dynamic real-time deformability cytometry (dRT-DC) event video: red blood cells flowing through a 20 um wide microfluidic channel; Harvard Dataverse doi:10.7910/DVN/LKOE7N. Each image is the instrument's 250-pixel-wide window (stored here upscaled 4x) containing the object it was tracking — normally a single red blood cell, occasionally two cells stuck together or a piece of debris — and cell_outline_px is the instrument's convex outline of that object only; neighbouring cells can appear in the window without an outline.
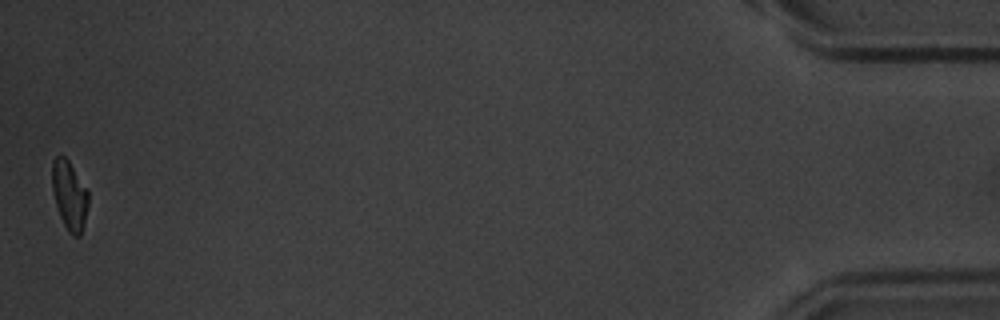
{"species": "common noctule bat (a hibernating species)", "species_latin": "Nyctalus noctula", "temperature_condition": "warm", "stored_images_in_passage": 42, "camera_frame_rate_fps": 3000, "um_per_image_px": 0.085, "animal": {"sex": "male", "body_mass_g": 20.1, "forearm_length_mm": 53.5}, "frame": {"image": 1, "passage_image": 42, "time_ms": 13.667, "image_size_px": [1000, 320], "cell_outline_px": [[88, 204], [80, 236], [72, 236], [68, 232], [60, 216], [52, 192], [52, 160], [56, 156], [64, 156], [68, 160], [88, 188]], "centroid_in_image_um": [5.9, 16.57], "position_along_channel_um": 429.3, "area_um2": 14.57}, "authors_computed_cell_mechanics": {"area_um2": 15.7794, "velocity_mm_per_s": 3.6488, "shape_relaxation_time_tau1_ms": 3.2734, "shape_relaxation_time_tau2_ms": 3.3164, "deformation_change_tau1": 0.1386, "deformation_change_tau2": 0.0905}}